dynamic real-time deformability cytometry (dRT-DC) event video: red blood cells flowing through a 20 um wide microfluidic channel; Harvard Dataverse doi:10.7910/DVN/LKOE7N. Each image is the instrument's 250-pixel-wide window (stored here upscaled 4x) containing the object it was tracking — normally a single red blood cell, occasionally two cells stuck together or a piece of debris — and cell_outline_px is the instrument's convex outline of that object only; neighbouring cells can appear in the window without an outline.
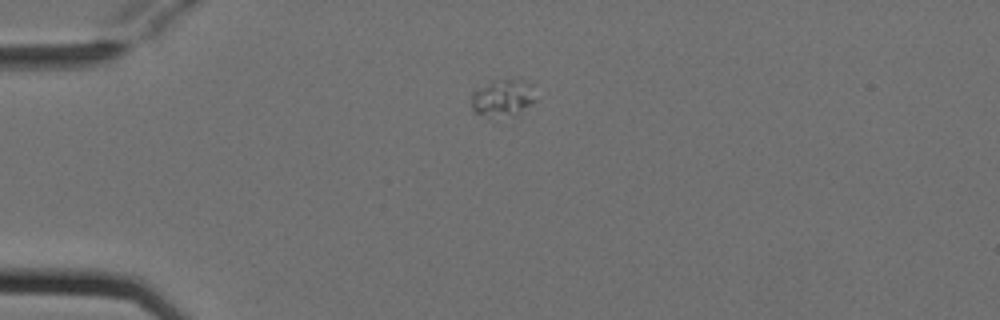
{"species": "Egyptian fruit bat (a non-hibernating species)", "species_latin": "Rousettus aegyptiacus", "temperature_condition": "cold", "stored_images_in_passage": 5, "camera_frame_rate_fps": 3000, "um_per_image_px": 0.085, "animal": {"sex": "female"}, "frame": {"image": 1, "passage_image": 1, "time_ms": 0.0, "image_size_px": [1000, 320], "cell_outline_px": [[536, 100], [512, 116], [472, 112], [472, 92], [476, 88], [492, 80], [520, 80], [528, 84]], "centroid_in_image_um": [42.67, 8.29], "position_along_channel_um": 42.3, "area_um2": 13.12}}
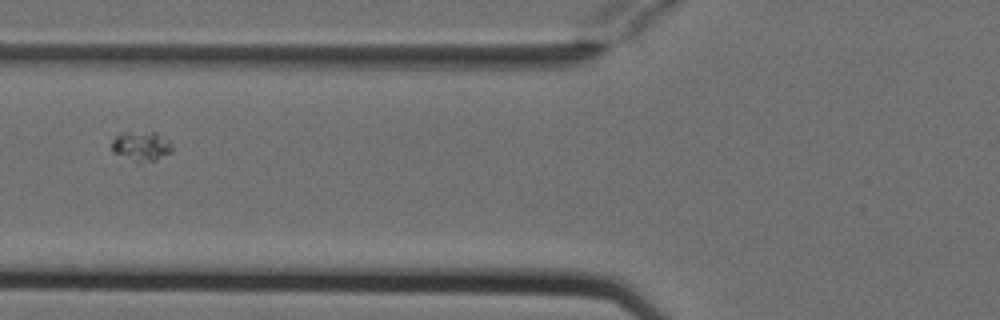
{"frame": {"image": 2, "passage_image": 3, "time_ms": 0.667, "image_size_px": [1000, 320], "cell_outline_px": [[172, 152], [156, 160], [140, 164], [136, 164], [112, 152], [112, 140], [120, 132], [156, 132], [168, 140], [172, 144]], "centroid_in_image_um": [11.99, 12.46], "position_along_channel_um": 113.8, "area_um2": 10.81}}
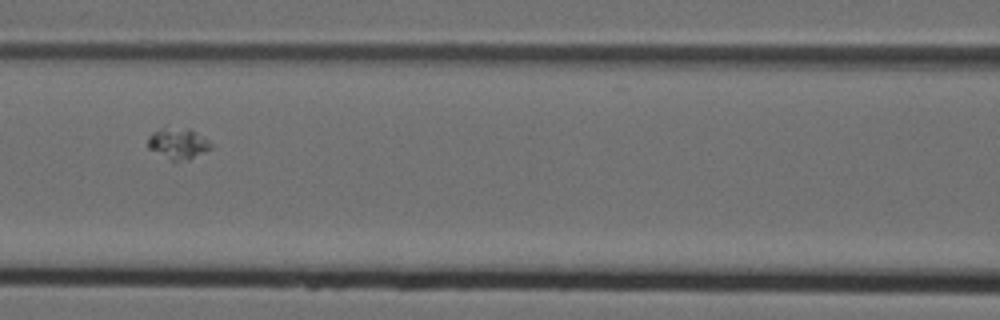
{"frame": {"image": 3, "passage_image": 4, "time_ms": 1.0, "image_size_px": [1000, 320], "cell_outline_px": [[212, 144], [208, 148], [188, 160], [172, 160], [148, 148], [148, 136], [152, 132], [160, 128], [188, 128], [196, 132], [208, 140]], "centroid_in_image_um": [15.09, 12.17], "position_along_channel_um": 151.5, "area_um2": 10.98}}